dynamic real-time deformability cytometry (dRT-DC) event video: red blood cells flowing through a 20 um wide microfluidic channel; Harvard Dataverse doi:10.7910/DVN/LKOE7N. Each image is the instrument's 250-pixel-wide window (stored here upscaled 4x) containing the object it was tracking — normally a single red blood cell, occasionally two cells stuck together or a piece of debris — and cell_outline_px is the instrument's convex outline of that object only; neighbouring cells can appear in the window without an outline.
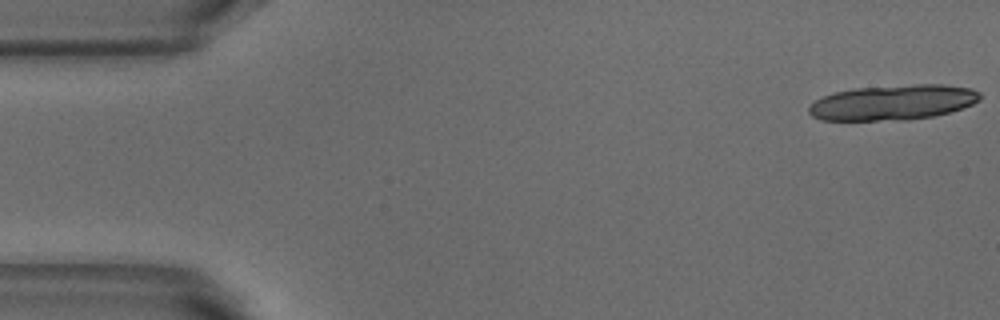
{"species": "common noctule bat (a hibernating species)", "species_latin": "Nyctalus noctula", "temperature_condition": "warm", "stored_images_in_passage": 17, "camera_frame_rate_fps": 3000, "um_per_image_px": 0.085, "animal": {"sex": "male", "body_mass_g": 18.8}, "frame": {"image": 1, "passage_image": 1, "time_ms": 0.0, "image_size_px": [1000, 320], "cell_outline_px": [[980, 100], [972, 104], [948, 112], [932, 116], [904, 120], [820, 120], [812, 116], [808, 112], [808, 108], [816, 100], [824, 96], [836, 92], [856, 88], [916, 84], [944, 84], [972, 88], [980, 92]], "centroid_in_image_um": [75.91, 8.7], "position_along_channel_um": 9.1, "area_um2": 34.91}}